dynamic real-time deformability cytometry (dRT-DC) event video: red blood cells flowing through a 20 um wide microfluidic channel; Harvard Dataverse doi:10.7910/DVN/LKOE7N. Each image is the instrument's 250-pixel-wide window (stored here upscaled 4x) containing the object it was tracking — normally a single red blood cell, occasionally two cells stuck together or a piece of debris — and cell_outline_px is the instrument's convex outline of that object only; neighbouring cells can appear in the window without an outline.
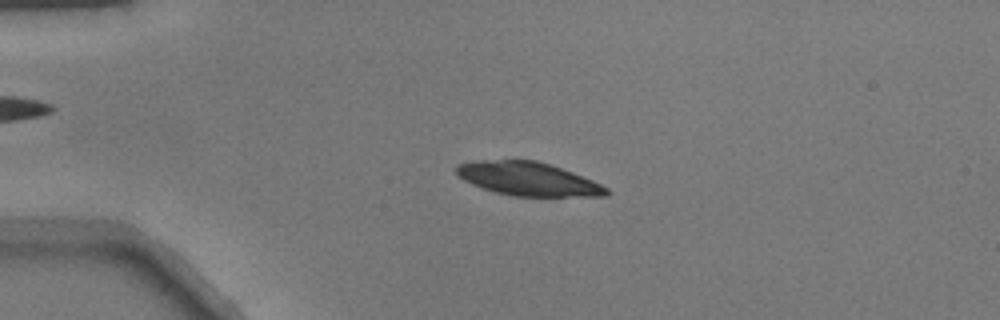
{"species": "common noctule bat (a hibernating species)", "species_latin": "Nyctalus noctula", "temperature_condition": "warm", "stored_images_in_passage": 50, "camera_frame_rate_fps": 3000, "um_per_image_px": 0.085, "animal": {"sex": "male", "body_mass_g": 17.9}, "frame": {"image": 1, "passage_image": 12, "time_ms": 3.667, "image_size_px": [1000, 320], "cell_outline_px": [[612, 192], [608, 196], [512, 196], [496, 192], [472, 184], [464, 180], [456, 172], [456, 164], [472, 160], [536, 160], [572, 172], [592, 180], [608, 188]], "centroid_in_image_um": [44.89, 15.2], "position_along_channel_um": 40.1, "area_um2": 29.19}}
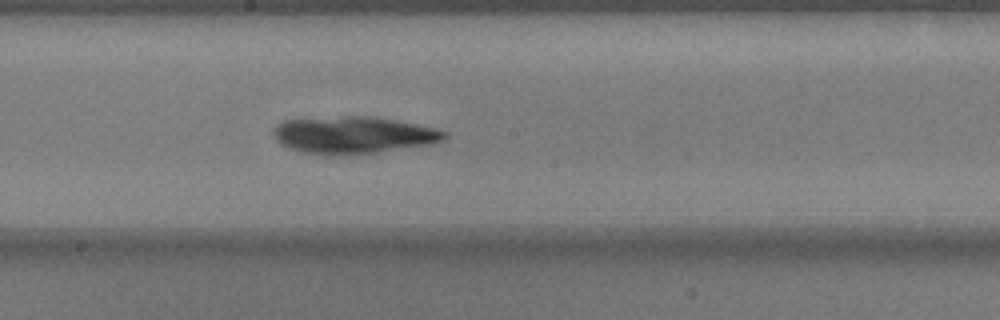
{"frame": {"image": 2, "passage_image": 28, "time_ms": 9.0, "image_size_px": [1000, 320], "cell_outline_px": [[448, 136], [444, 140], [432, 144], [376, 152], [340, 156], [324, 156], [304, 152], [288, 148], [280, 144], [272, 136], [272, 128], [276, 124], [284, 120], [304, 116], [372, 116], [436, 128], [448, 132]], "centroid_in_image_um": [29.94, 11.46], "position_along_channel_um": 218.3, "area_um2": 37.97}}
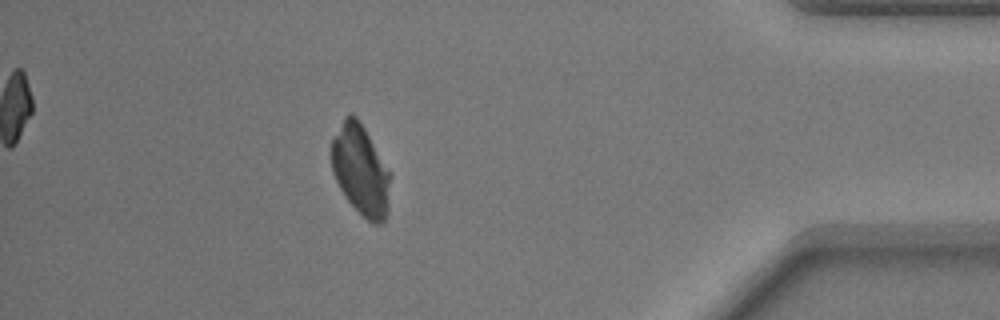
{"frame": {"image": 3, "passage_image": 45, "time_ms": 14.667, "image_size_px": [1000, 320], "cell_outline_px": [[392, 172], [388, 216], [384, 224], [372, 224], [348, 200], [340, 188], [332, 172], [332, 140], [344, 116], [348, 112], [352, 112], [356, 116], [364, 128]], "centroid_in_image_um": [30.71, 14.48], "position_along_channel_um": 404.5, "area_um2": 31.44}}